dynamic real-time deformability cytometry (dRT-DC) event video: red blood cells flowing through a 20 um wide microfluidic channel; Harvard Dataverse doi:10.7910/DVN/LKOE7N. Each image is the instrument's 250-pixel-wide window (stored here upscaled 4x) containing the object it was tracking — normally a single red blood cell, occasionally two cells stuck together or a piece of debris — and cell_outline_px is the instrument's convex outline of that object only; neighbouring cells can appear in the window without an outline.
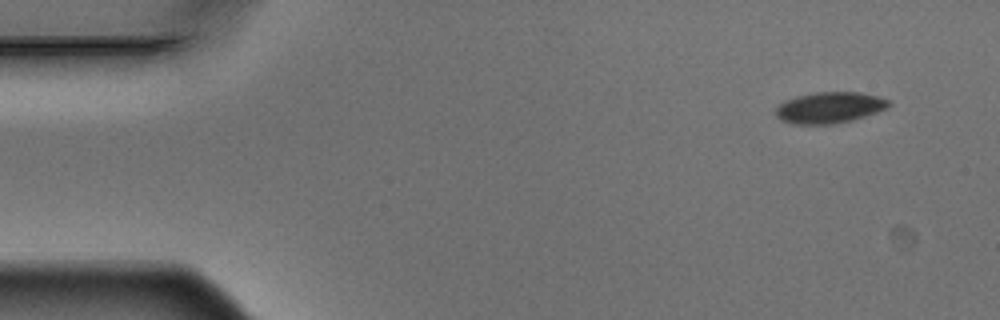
{"species": "Egyptian fruit bat (a non-hibernating species)", "species_latin": "Rousettus aegyptiacus", "temperature_condition": "warm", "stored_images_in_passage": 5, "segment_of_instrument_passage": [1, 2], "camera_frame_rate_fps": 3000, "um_per_image_px": 0.085, "animal": {"sex": "male"}, "frame": {"image": 1, "passage_image": 1, "time_ms": 0.0, "image_size_px": [1000, 320], "cell_outline_px": [[892, 104], [888, 108], [852, 120], [832, 124], [792, 124], [780, 120], [776, 116], [776, 108], [784, 100], [796, 96], [816, 92], [860, 92], [880, 96], [888, 100]], "centroid_in_image_um": [70.51, 9.14], "position_along_channel_um": 14.5, "area_um2": 20.63}}
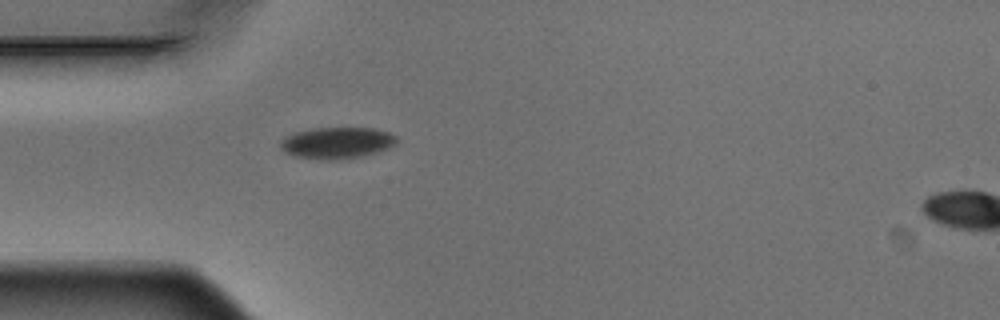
{"frame": {"image": 2, "passage_image": 4, "time_ms": 1.0, "image_size_px": [1000, 320], "cell_outline_px": [[396, 144], [388, 148], [376, 152], [360, 156], [336, 160], [324, 160], [296, 156], [280, 148], [280, 140], [296, 132], [312, 128], [372, 128], [388, 132], [396, 136]], "centroid_in_image_um": [28.64, 12.14], "position_along_channel_um": 56.4, "area_um2": 21.04}}